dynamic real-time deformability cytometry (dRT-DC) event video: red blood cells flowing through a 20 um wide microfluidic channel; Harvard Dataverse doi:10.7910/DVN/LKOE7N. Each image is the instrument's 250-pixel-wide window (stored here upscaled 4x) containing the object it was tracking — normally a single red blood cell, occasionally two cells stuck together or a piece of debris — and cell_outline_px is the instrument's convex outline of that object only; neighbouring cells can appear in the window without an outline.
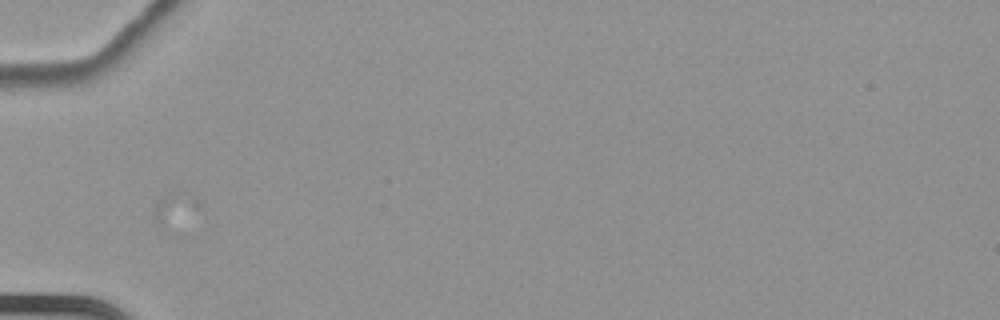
{"species": "common noctule bat (a hibernating species)", "species_latin": "Nyctalus noctula", "temperature_condition": "cold", "stored_images_in_passage": 30, "camera_frame_rate_fps": 3000, "um_per_image_px": 0.085, "animal": {"sex": "female", "body_mass_g": 22.7, "forearm_length_mm": 54.2}, "frame": {"image": 1, "passage_image": 1, "time_ms": 0.0, "image_size_px": [1000, 320], "cell_outline_px": [[208, 208], [204, 228], [188, 236], [176, 240], [160, 232], [152, 216], [152, 212], [156, 204], [168, 192], [192, 192]], "centroid_in_image_um": [15.29, 18.25], "position_along_channel_um": 69.7, "area_um2": 14.39}}
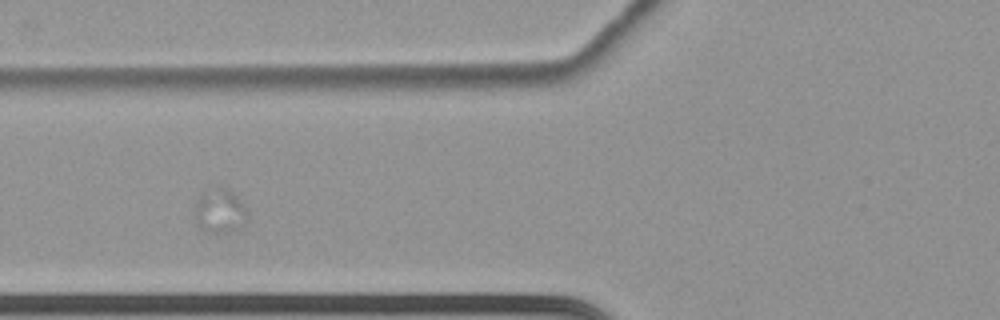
{"frame": {"image": 2, "passage_image": 5, "time_ms": 1.333, "image_size_px": [1000, 320], "cell_outline_px": [[248, 220], [228, 232], [208, 232], [200, 228], [196, 224], [196, 204], [200, 192], [212, 184], [216, 184], [228, 188], [244, 204], [248, 212]], "centroid_in_image_um": [18.67, 17.84], "position_along_channel_um": 107.1, "area_um2": 13.87}}